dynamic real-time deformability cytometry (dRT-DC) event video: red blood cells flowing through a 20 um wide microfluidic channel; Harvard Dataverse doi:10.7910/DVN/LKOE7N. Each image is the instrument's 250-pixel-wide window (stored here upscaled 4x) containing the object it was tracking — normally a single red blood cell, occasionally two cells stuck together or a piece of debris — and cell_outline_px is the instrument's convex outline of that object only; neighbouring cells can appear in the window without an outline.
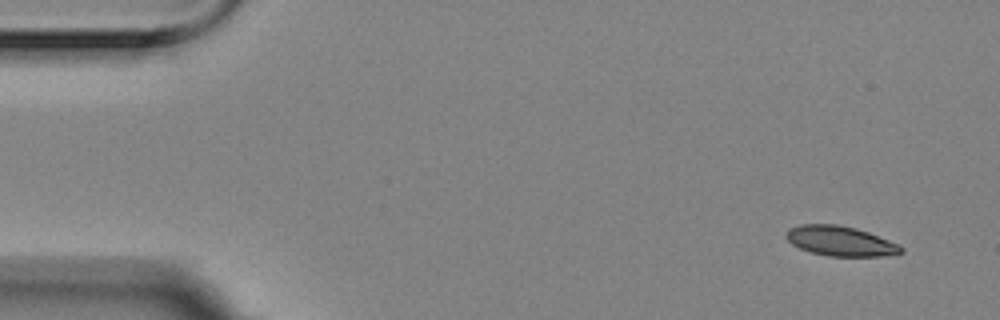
{"species": "Egyptian fruit bat (a non-hibernating species)", "species_latin": "Rousettus aegyptiacus", "temperature_condition": "room temperature", "stored_images_in_passage": 4, "camera_frame_rate_fps": 3000, "um_per_image_px": 0.085, "animal": {"sex": "female"}, "frame": {"image": 1, "passage_image": 1, "time_ms": 0.0, "image_size_px": [1000, 320], "cell_outline_px": [[904, 252], [884, 256], [828, 256], [812, 252], [800, 248], [792, 244], [784, 236], [788, 228], [800, 224], [836, 224], [856, 228], [868, 232], [900, 244], [904, 248]], "centroid_in_image_um": [71.44, 20.48], "position_along_channel_um": 13.6, "area_um2": 20.11}}